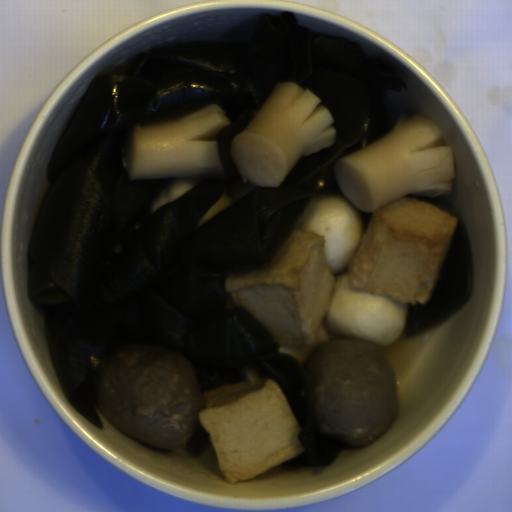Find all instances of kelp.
<instances>
[{
  "mask_svg": "<svg viewBox=\"0 0 512 512\" xmlns=\"http://www.w3.org/2000/svg\"><path fill=\"white\" fill-rule=\"evenodd\" d=\"M360 217H361V221H362V225H363V230H364V234L366 233L367 231V228H368V225L372 219V216L374 214V212H363L359 209H357Z\"/></svg>",
  "mask_w": 512,
  "mask_h": 512,
  "instance_id": "861f05c9",
  "label": "kelp"
},
{
  "mask_svg": "<svg viewBox=\"0 0 512 512\" xmlns=\"http://www.w3.org/2000/svg\"><path fill=\"white\" fill-rule=\"evenodd\" d=\"M403 197L434 204L457 218L456 228L442 266L440 278L425 304L408 302L404 329L412 335L442 323L454 315L471 296L473 254L467 228L452 203L442 194L430 197L410 194Z\"/></svg>",
  "mask_w": 512,
  "mask_h": 512,
  "instance_id": "cf089659",
  "label": "kelp"
},
{
  "mask_svg": "<svg viewBox=\"0 0 512 512\" xmlns=\"http://www.w3.org/2000/svg\"><path fill=\"white\" fill-rule=\"evenodd\" d=\"M279 81L311 90L333 115V146L304 155L278 188L242 182L230 144ZM408 90L396 64L347 37L300 25L294 12L259 14L214 41H167L101 67L48 163L50 188L30 234L28 296L43 305L60 388L85 419L96 372L118 346L181 353L201 392L274 379L301 431L303 453L283 468L333 463L346 449L314 425L303 365L244 307L227 309L226 277L270 264L317 195H340L336 162L390 132L387 89ZM217 103L231 125L215 137L227 179H205L151 213L170 178L131 180L123 146L136 123ZM234 203L196 228L223 192Z\"/></svg>",
  "mask_w": 512,
  "mask_h": 512,
  "instance_id": "99668d17",
  "label": "kelp"
},
{
  "mask_svg": "<svg viewBox=\"0 0 512 512\" xmlns=\"http://www.w3.org/2000/svg\"><path fill=\"white\" fill-rule=\"evenodd\" d=\"M209 438L210 433L203 428L201 422H198L194 427L191 436L184 444V450L189 453L192 458L196 457L205 449Z\"/></svg>",
  "mask_w": 512,
  "mask_h": 512,
  "instance_id": "604fcf36",
  "label": "kelp"
}]
</instances>
